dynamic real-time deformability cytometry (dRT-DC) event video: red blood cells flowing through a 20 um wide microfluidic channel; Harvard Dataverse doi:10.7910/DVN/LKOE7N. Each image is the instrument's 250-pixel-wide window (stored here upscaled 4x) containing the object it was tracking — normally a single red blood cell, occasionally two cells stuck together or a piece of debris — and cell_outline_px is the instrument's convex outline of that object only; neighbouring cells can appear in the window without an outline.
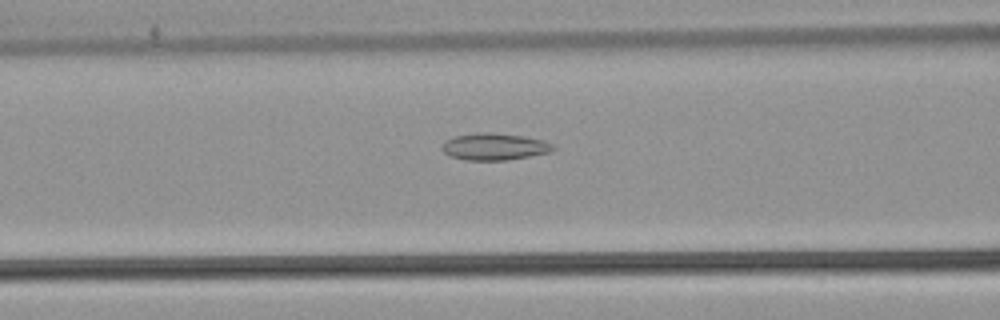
{"species": "common noctule bat (a hibernating species)", "species_latin": "Nyctalus noctula", "temperature_condition": "warm", "stored_images_in_passage": 28, "camera_frame_rate_fps": 3000, "um_per_image_px": 0.085, "animal": {"sex": "male", "body_mass_g": 21.5, "forearm_length_mm": 52.0}, "frame": {"image": 1, "passage_image": 5, "time_ms": 1.333, "image_size_px": [1000, 320], "cell_outline_px": [[556, 148], [548, 152], [508, 160], [464, 160], [448, 156], [440, 148], [444, 140], [456, 136], [476, 132], [488, 132], [524, 136], [544, 140], [552, 144]], "centroid_in_image_um": [41.97, 12.46], "position_along_channel_um": 124.6, "area_um2": 17.51}}
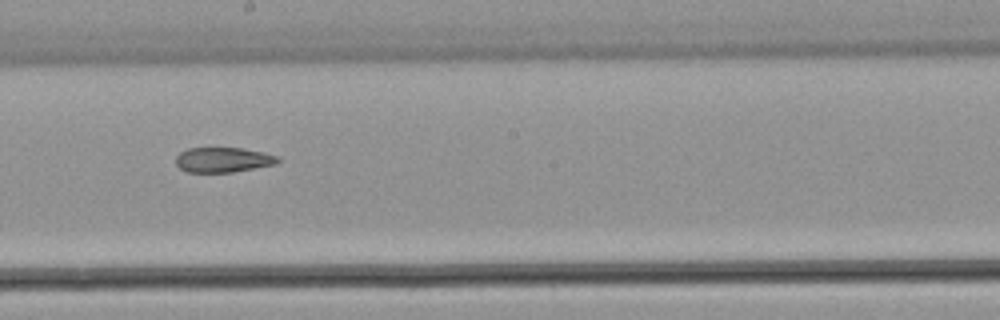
{"frame": {"image": 2, "passage_image": 13, "time_ms": 4.0, "image_size_px": [1000, 320], "cell_outline_px": [[280, 160], [276, 164], [232, 172], [188, 172], [180, 168], [176, 164], [176, 156], [180, 152], [188, 148], [244, 148], [264, 152], [276, 156]], "centroid_in_image_um": [18.95, 13.58], "position_along_channel_um": 229.2, "area_um2": 14.8}}
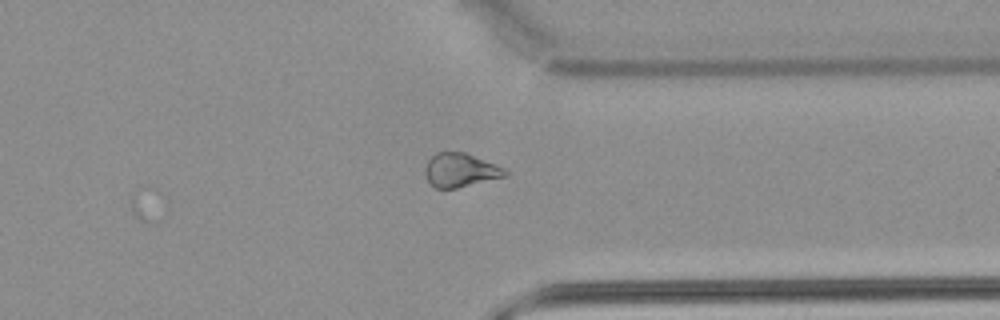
{"frame": {"image": 3, "passage_image": 24, "time_ms": 7.667, "image_size_px": [1000, 320], "cell_outline_px": [[508, 176], [456, 188], [436, 188], [428, 180], [424, 172], [424, 168], [428, 160], [436, 152], [464, 152], [504, 168], [508, 172]], "centroid_in_image_um": [39.12, 14.46], "position_along_channel_um": 372.3, "area_um2": 15.61}, "authors_computed_cell_mechanics": {"area_um2": 16.1551, "velocity_mm_per_s": 3.9354, "shape_relaxation_time_tau1_ms": null, "shape_relaxation_time_tau2_ms": 4.4737, "deformation_change_tau1": null, "deformation_change_tau2": 0.1204}}